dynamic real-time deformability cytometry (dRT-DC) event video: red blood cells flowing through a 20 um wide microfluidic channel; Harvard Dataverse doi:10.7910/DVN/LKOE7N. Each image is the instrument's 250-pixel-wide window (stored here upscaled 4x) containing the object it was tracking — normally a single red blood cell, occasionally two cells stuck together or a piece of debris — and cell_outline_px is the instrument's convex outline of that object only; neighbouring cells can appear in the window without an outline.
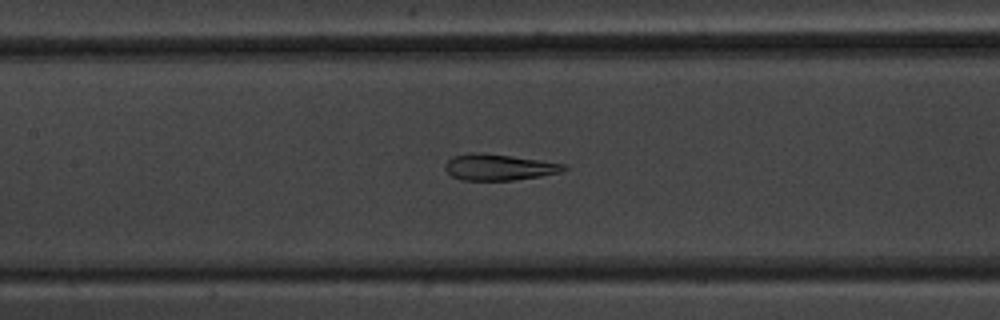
{"species": "common noctule bat (a hibernating species)", "species_latin": "Nyctalus noctula", "temperature_condition": "warm", "stored_images_in_passage": 52, "camera_frame_rate_fps": 3000, "um_per_image_px": 0.085, "animal": {"sex": "male", "body_mass_g": 20.1, "forearm_length_mm": 53.5}, "frame": {"image": 1, "passage_image": 24, "time_ms": 7.667, "image_size_px": [1000, 320], "cell_outline_px": [[568, 168], [560, 172], [540, 176], [512, 180], [460, 180], [452, 176], [444, 168], [444, 164], [452, 156], [472, 152], [476, 152], [508, 156], [568, 164]], "centroid_in_image_um": [42.38, 14.21], "position_along_channel_um": 165.0, "area_um2": 17.98}}
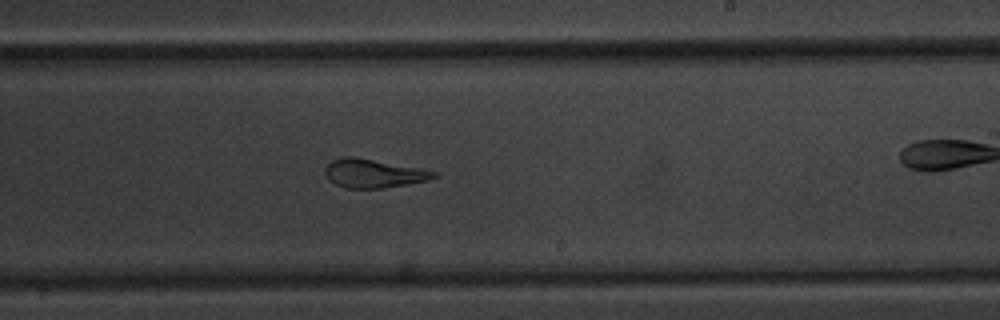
{"frame": {"image": 2, "passage_image": 31, "time_ms": 10.0, "image_size_px": [1000, 320], "cell_outline_px": [[440, 176], [428, 180], [380, 188], [344, 188], [336, 184], [324, 172], [324, 168], [332, 160], [344, 156], [352, 156], [420, 168], [440, 172]], "centroid_in_image_um": [31.78, 14.73], "position_along_channel_um": 257.2, "area_um2": 17.98}}
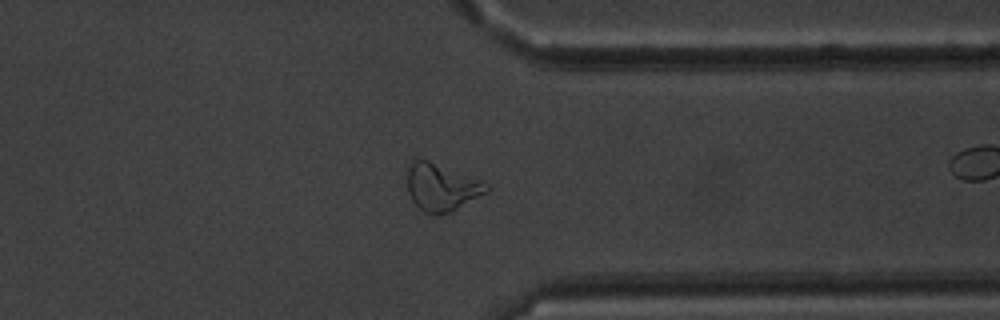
{"frame": {"image": 3, "passage_image": 40, "time_ms": 13.0, "image_size_px": [1000, 320], "cell_outline_px": [[488, 192], [452, 212], [436, 216], [424, 212], [412, 200], [408, 192], [408, 164], [416, 156], [428, 160], [480, 180], [488, 184]], "centroid_in_image_um": [37.51, 15.92], "position_along_channel_um": 373.9, "area_um2": 22.02}, "authors_computed_cell_mechanics": {"area_um2": 22.4842, "velocity_mm_per_s": 3.9647, "shape_relaxation_time_tau1_ms": 6.8816, "shape_relaxation_time_tau2_ms": 0.5713, "deformation_change_tau1": 0.2098, "deformation_change_tau2": 0.0775}}